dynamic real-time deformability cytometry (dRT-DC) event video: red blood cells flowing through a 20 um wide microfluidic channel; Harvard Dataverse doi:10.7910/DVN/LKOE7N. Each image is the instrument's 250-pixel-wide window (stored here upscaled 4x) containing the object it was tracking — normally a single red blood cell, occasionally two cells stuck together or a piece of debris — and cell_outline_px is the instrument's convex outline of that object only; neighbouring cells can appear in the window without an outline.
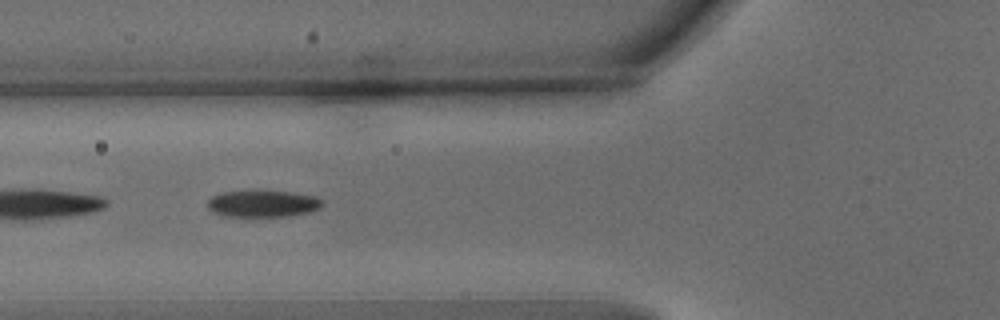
{"species": "common noctule bat (a hibernating species)", "species_latin": "Nyctalus noctula", "temperature_condition": "warm", "stored_images_in_passage": 44, "segment_of_instrument_passage": [2, 2], "camera_frame_rate_fps": 3000, "um_per_image_px": 0.085, "animal": {"sex": "male", "body_mass_g": 15.6}, "frame": {"image": 1, "passage_image": 11, "time_ms": 3.333, "image_size_px": [1000, 320], "cell_outline_px": [[324, 204], [320, 208], [308, 212], [284, 216], [224, 216], [212, 212], [208, 208], [208, 200], [212, 196], [220, 192], [260, 188], [292, 192], [316, 196], [324, 200]], "centroid_in_image_um": [22.33, 17.26], "position_along_channel_um": 103.5, "area_um2": 18.67}}
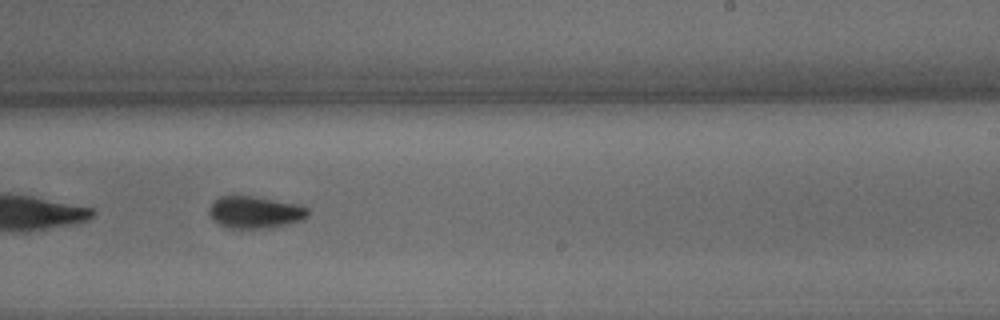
{"frame": {"image": 2, "passage_image": 24, "time_ms": 7.667, "image_size_px": [1000, 320], "cell_outline_px": [[308, 216], [304, 220], [292, 224], [268, 228], [228, 228], [212, 220], [208, 212], [208, 208], [212, 200], [220, 196], [252, 196], [296, 204], [308, 208]], "centroid_in_image_um": [21.65, 18.05], "position_along_channel_um": 267.3, "area_um2": 18.67}}
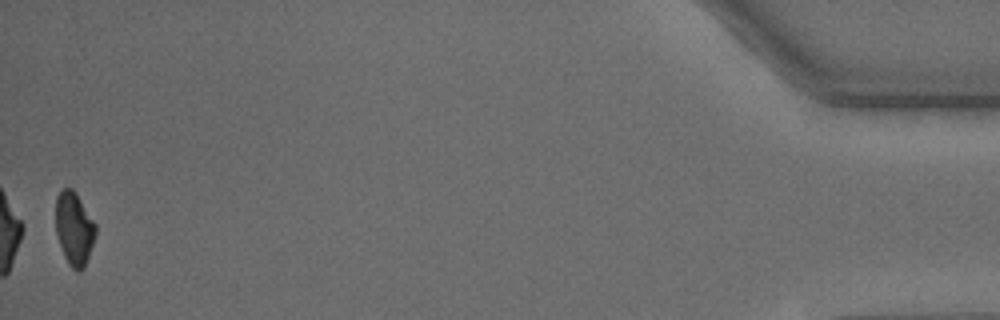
{"frame": {"image": 3, "passage_image": 44, "time_ms": 14.333, "image_size_px": [1000, 320], "cell_outline_px": [[96, 232], [84, 268], [80, 272], [76, 272], [68, 264], [64, 256], [56, 232], [56, 196], [64, 188], [72, 188], [76, 192], [96, 224]], "centroid_in_image_um": [6.3, 19.43], "position_along_channel_um": 428.9, "area_um2": 16.94}}